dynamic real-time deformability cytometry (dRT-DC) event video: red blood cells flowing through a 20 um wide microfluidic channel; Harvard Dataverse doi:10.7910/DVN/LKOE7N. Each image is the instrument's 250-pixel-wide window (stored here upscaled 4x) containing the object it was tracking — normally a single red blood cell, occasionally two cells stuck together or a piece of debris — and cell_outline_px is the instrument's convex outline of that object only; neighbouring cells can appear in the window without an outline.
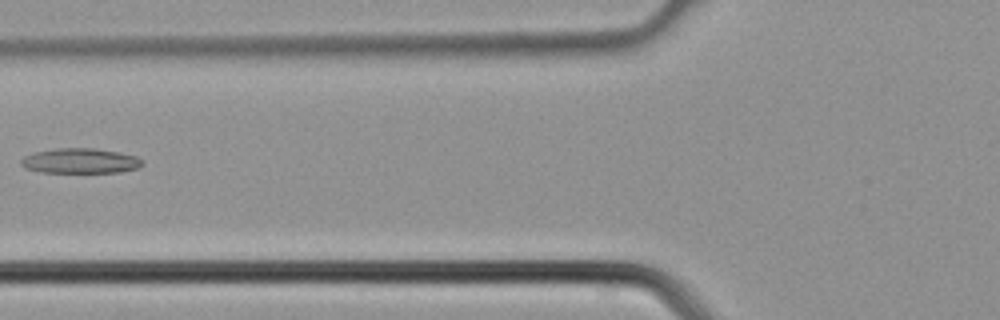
{"species": "common noctule bat (a hibernating species)", "species_latin": "Nyctalus noctula", "temperature_condition": "cold", "stored_images_in_passage": 4, "camera_frame_rate_fps": 3000, "um_per_image_px": 0.085, "animal": {"sex": "male", "body_mass_g": 21.5, "forearm_length_mm": 52.0}, "frame": {"image": 1, "passage_image": 4, "time_ms": 1.0, "image_size_px": [1000, 320], "cell_outline_px": [[144, 164], [136, 168], [120, 172], [40, 172], [24, 168], [20, 164], [20, 160], [24, 156], [36, 152], [56, 148], [92, 148], [116, 152], [136, 156], [144, 160]], "centroid_in_image_um": [6.8, 13.68], "position_along_channel_um": 119.0, "area_um2": 17.63}}